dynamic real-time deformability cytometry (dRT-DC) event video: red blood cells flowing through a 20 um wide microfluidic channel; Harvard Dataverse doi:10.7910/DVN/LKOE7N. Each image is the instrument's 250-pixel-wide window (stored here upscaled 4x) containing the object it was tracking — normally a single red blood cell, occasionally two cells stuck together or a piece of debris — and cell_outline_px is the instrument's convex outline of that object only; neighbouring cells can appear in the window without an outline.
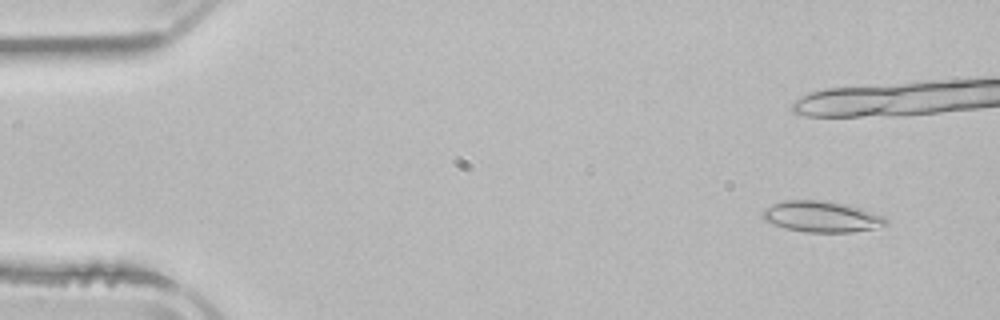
{"species": "common noctule bat (a hibernating species)", "species_latin": "Nyctalus noctula", "temperature_condition": "room temperature", "stored_images_in_passage": 12, "camera_frame_rate_fps": 3000, "um_per_image_px": 0.085, "animal": {"sex": "male", "body_mass_g": 21.5, "forearm_length_mm": 52.0}, "frame": {"image": 1, "passage_image": 1, "time_ms": 0.0, "image_size_px": [1000, 320], "cell_outline_px": [[888, 224], [876, 228], [852, 232], [804, 232], [784, 228], [772, 224], [764, 220], [760, 216], [764, 208], [772, 204], [784, 200], [824, 200], [844, 204], [860, 208], [884, 216], [888, 220]], "centroid_in_image_um": [69.8, 18.42], "position_along_channel_um": 15.2, "area_um2": 22.48}}